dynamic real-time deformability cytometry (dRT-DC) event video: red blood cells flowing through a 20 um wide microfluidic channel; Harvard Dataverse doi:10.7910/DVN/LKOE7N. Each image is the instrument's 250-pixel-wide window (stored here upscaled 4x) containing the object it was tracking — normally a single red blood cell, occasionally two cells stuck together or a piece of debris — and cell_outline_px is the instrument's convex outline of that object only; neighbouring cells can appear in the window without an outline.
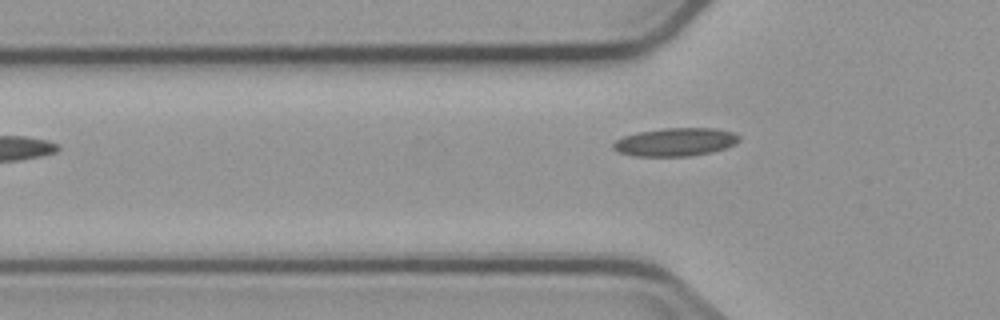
{"species": "common noctule bat (a hibernating species)", "species_latin": "Nyctalus noctula", "temperature_condition": "cold", "stored_images_in_passage": 2, "camera_frame_rate_fps": 3000, "um_per_image_px": 0.085, "animal": {"sex": "male", "body_mass_g": 23.1, "forearm_length_mm": 52.7}, "frame": {"image": 1, "passage_image": 2, "time_ms": 1.333, "image_size_px": [1000, 320], "cell_outline_px": [[740, 140], [736, 144], [728, 148], [712, 152], [688, 156], [632, 156], [620, 152], [612, 148], [612, 144], [616, 140], [624, 136], [636, 132], [664, 128], [716, 128], [732, 132], [740, 136]], "centroid_in_image_um": [57.43, 12.07], "position_along_channel_um": 68.4, "area_um2": 20.87}}